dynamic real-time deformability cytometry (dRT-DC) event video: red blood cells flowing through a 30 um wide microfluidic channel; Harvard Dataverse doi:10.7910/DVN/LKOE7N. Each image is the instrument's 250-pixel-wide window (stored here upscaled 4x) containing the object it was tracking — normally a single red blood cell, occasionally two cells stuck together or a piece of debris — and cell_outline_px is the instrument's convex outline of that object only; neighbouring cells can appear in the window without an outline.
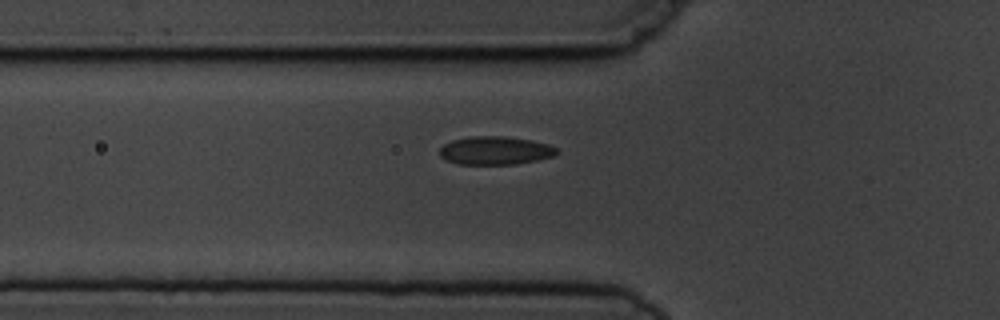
{"species": "common noctule bat (a hibernating species)", "species_latin": "Nyctalus noctula", "temperature_condition": "cold", "stored_images_in_passage": 2, "camera_frame_rate_fps": 3000, "um_per_image_px": 0.085, "animal": {"sex": "male", "body_mass_g": 19.5, "forearm_length_mm": 54.6}, "frame": {"image": 1, "passage_image": 2, "time_ms": 2.0, "image_size_px": [1000, 320], "cell_outline_px": [[560, 152], [552, 156], [536, 160], [516, 164], [460, 164], [444, 160], [440, 156], [440, 148], [444, 144], [452, 140], [472, 136], [504, 136], [532, 140], [548, 144], [556, 148]], "centroid_in_image_um": [42.08, 12.79], "position_along_channel_um": 83.7, "area_um2": 19.31}}